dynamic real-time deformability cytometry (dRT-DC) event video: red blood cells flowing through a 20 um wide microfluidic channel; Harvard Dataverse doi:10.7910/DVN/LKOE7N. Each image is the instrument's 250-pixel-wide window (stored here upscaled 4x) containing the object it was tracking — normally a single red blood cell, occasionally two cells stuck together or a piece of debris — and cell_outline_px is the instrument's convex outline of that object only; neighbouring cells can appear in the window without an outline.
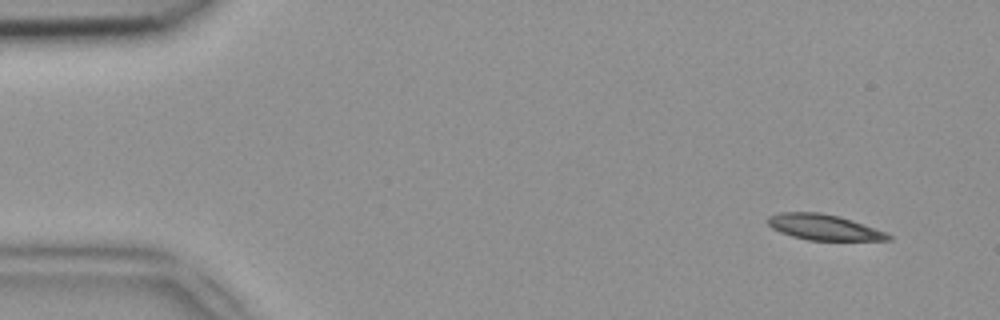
{"species": "common noctule bat (a hibernating species)", "species_latin": "Nyctalus noctula", "temperature_condition": "room temperature", "stored_images_in_passage": 47, "camera_frame_rate_fps": 3000, "um_per_image_px": 0.085, "animal": {"sex": "female", "body_mass_g": 18.4}, "frame": {"image": 1, "passage_image": 1, "time_ms": 0.0, "image_size_px": [1000, 320], "cell_outline_px": [[892, 240], [808, 240], [792, 236], [780, 232], [772, 228], [768, 224], [768, 216], [780, 212], [820, 212], [840, 216], [852, 220], [884, 232], [892, 236]], "centroid_in_image_um": [69.99, 19.31], "position_along_channel_um": 15.0, "area_um2": 17.86}}
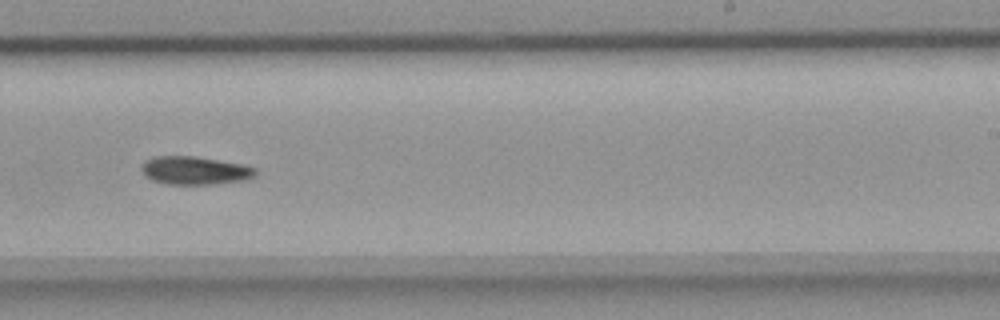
{"frame": {"image": 2, "passage_image": 28, "time_ms": 9.0, "image_size_px": [1000, 320], "cell_outline_px": [[256, 176], [248, 180], [212, 184], [168, 184], [152, 180], [140, 168], [140, 164], [144, 160], [156, 156], [192, 156], [240, 164], [256, 168]], "centroid_in_image_um": [16.56, 14.49], "position_along_channel_um": 272.4, "area_um2": 18.61}}
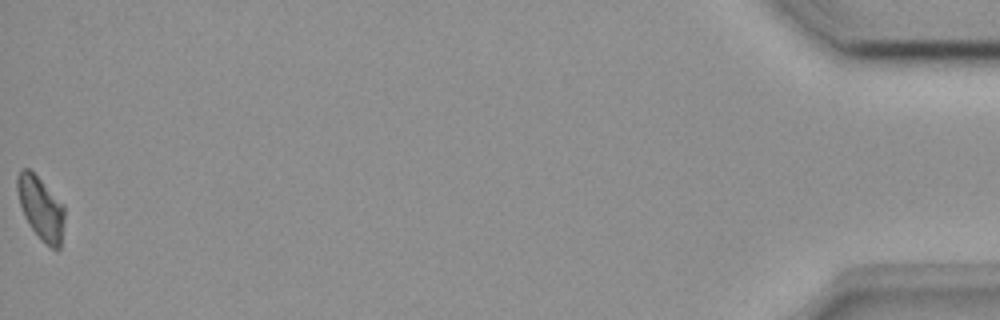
{"frame": {"image": 3, "passage_image": 47, "time_ms": 15.333, "image_size_px": [1000, 320], "cell_outline_px": [[64, 220], [60, 248], [52, 248], [32, 228], [24, 216], [20, 204], [16, 188], [16, 176], [20, 168], [28, 168], [64, 204]], "centroid_in_image_um": [3.45, 17.63], "position_along_channel_um": 431.7, "area_um2": 16.99}}